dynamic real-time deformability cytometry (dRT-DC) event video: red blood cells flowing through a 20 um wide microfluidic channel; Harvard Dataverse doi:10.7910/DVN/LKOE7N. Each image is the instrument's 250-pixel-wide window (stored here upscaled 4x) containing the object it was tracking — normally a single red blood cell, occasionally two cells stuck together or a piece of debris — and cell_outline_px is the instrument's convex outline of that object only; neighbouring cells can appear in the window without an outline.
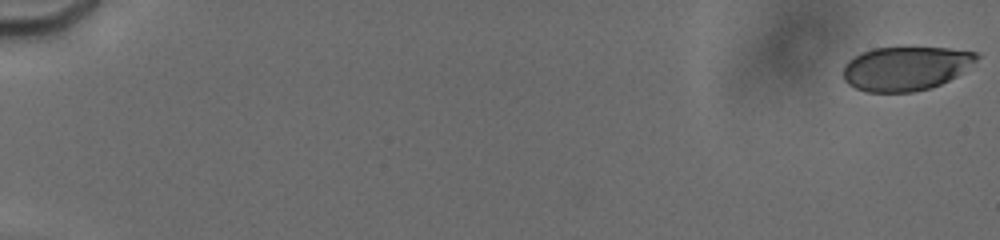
{"species": "human", "species_latin": "Homo sapiens", "temperature_condition": "cold", "stored_images_in_passage": 12, "camera_frame_rate_fps": 3000, "um_per_image_px": 0.085, "donor": {"sex": "male"}, "frame": {"image": 1, "passage_image": 1, "time_ms": 0.0, "image_size_px": [1000, 240], "cell_outline_px": [[980, 56], [976, 60], [956, 76], [940, 84], [928, 88], [912, 92], [868, 92], [856, 88], [848, 84], [844, 80], [844, 64], [848, 60], [872, 48], [948, 48], [976, 52]], "centroid_in_image_um": [76.96, 5.82], "position_along_channel_um": 8.0, "area_um2": 33.81}}
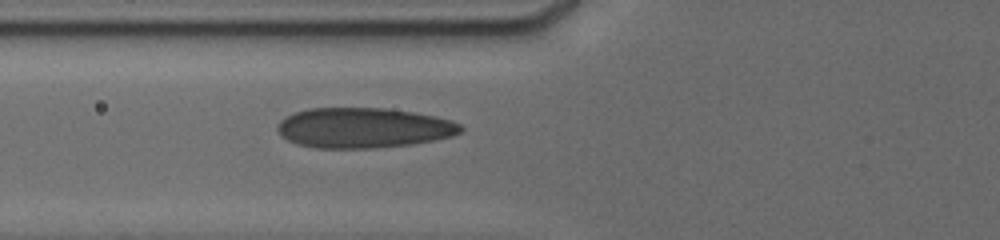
{"frame": {"image": 2, "passage_image": 12, "time_ms": 7.667, "image_size_px": [1000, 240], "cell_outline_px": [[464, 128], [460, 132], [452, 136], [412, 144], [376, 148], [316, 148], [296, 144], [280, 136], [276, 128], [280, 120], [296, 112], [308, 108], [384, 108], [412, 112], [452, 120], [460, 124]], "centroid_in_image_um": [30.86, 10.87], "position_along_channel_um": 94.9, "area_um2": 42.89}}